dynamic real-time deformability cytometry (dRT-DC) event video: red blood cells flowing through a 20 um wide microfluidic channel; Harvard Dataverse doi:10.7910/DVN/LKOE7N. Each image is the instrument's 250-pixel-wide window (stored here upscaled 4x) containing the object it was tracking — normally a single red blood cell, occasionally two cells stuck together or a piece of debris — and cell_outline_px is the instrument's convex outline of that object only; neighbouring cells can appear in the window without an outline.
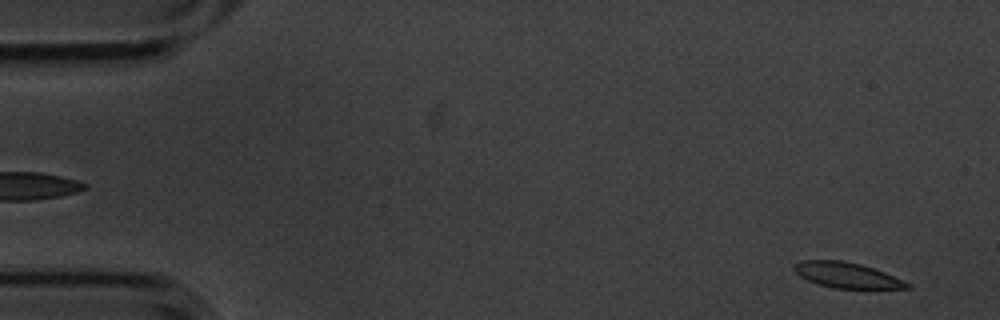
{"species": "common noctule bat (a hibernating species)", "species_latin": "Nyctalus noctula", "temperature_condition": "cold", "stored_images_in_passage": 5, "segment_of_instrument_passage": [2, 2], "camera_frame_rate_fps": 3000, "um_per_image_px": 0.085, "animal": {"sex": "male", "body_mass_g": 20.1, "forearm_length_mm": 53.5}, "frame": {"image": 1, "passage_image": 5, "time_ms": 1.333, "image_size_px": [1000, 320], "cell_outline_px": [[912, 288], [832, 288], [816, 284], [800, 276], [792, 268], [792, 264], [800, 260], [840, 260], [860, 264], [884, 272], [912, 284]], "centroid_in_image_um": [71.93, 23.38], "position_along_channel_um": 13.1, "area_um2": 16.76}}